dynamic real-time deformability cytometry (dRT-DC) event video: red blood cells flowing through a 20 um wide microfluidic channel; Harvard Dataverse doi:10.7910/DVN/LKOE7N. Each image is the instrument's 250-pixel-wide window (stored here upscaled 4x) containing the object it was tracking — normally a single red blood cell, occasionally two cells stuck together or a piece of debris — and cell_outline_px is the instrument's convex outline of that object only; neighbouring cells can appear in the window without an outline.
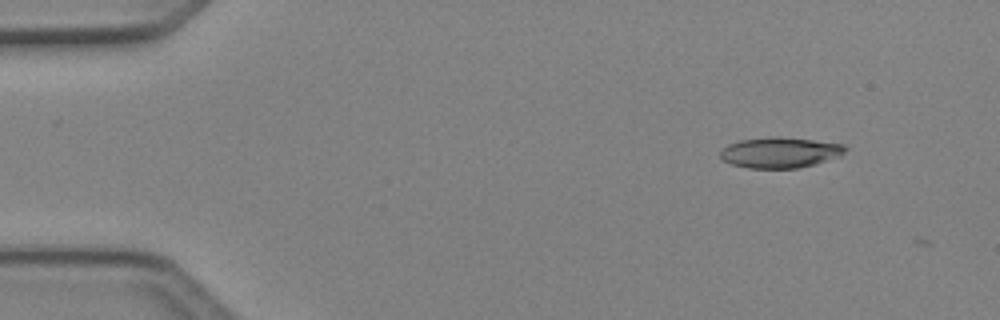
{"species": "Egyptian fruit bat (a non-hibernating species)", "species_latin": "Rousettus aegyptiacus", "temperature_condition": "cold", "stored_images_in_passage": 2, "camera_frame_rate_fps": 3000, "um_per_image_px": 0.085, "animal": {"sex": "female"}, "frame": {"image": 1, "passage_image": 1, "time_ms": 0.0, "image_size_px": [1000, 320], "cell_outline_px": [[848, 148], [840, 156], [816, 164], [800, 168], [748, 168], [732, 164], [724, 160], [720, 156], [720, 148], [728, 144], [740, 140], [812, 140], [844, 144]], "centroid_in_image_um": [66.32, 13.02], "position_along_channel_um": 18.7, "area_um2": 21.33}}